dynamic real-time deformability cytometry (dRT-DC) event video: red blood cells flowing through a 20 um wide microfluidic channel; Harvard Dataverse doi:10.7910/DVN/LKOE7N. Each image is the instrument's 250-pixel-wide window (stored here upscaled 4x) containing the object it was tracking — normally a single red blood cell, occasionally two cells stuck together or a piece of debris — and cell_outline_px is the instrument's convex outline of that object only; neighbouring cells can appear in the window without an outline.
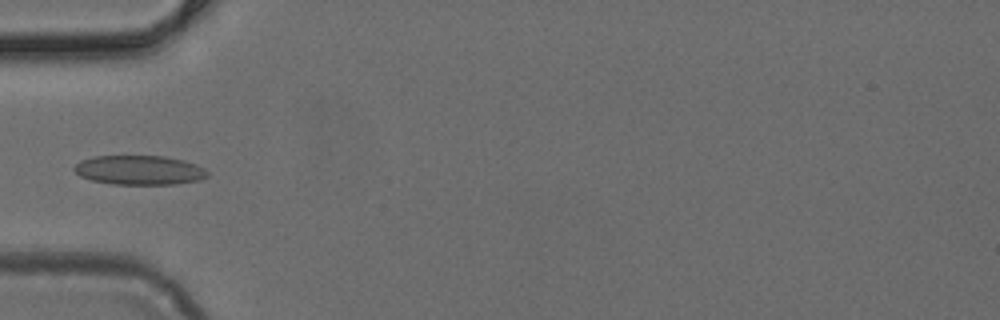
{"species": "common noctule bat (a hibernating species)", "species_latin": "Nyctalus noctula", "temperature_condition": "cold", "stored_images_in_passage": 2, "camera_frame_rate_fps": 3000, "um_per_image_px": 0.085, "animal": {"sex": "female", "body_mass_g": 24.6, "forearm_length_mm": 56.2}, "frame": {"image": 1, "passage_image": 1, "time_ms": 0.0, "image_size_px": [1000, 320], "cell_outline_px": [[208, 176], [200, 180], [176, 184], [112, 184], [92, 180], [80, 176], [72, 168], [80, 160], [92, 156], [164, 156], [184, 160], [196, 164], [204, 168], [208, 172]], "centroid_in_image_um": [11.85, 14.45], "position_along_channel_um": 73.2, "area_um2": 22.89}}
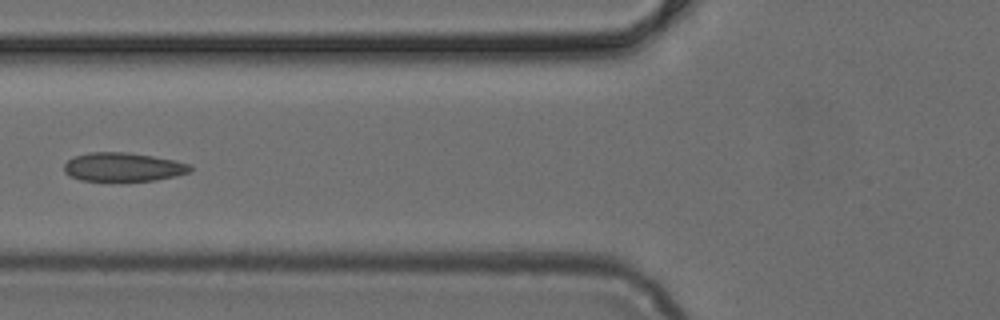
{"frame": {"image": 2, "passage_image": 2, "time_ms": 0.333, "image_size_px": [1000, 320], "cell_outline_px": [[192, 168], [188, 172], [176, 176], [156, 180], [80, 180], [68, 176], [64, 172], [64, 164], [72, 156], [88, 152], [128, 152], [176, 160], [192, 164]], "centroid_in_image_um": [10.45, 14.18], "position_along_channel_um": 115.4, "area_um2": 21.21}}